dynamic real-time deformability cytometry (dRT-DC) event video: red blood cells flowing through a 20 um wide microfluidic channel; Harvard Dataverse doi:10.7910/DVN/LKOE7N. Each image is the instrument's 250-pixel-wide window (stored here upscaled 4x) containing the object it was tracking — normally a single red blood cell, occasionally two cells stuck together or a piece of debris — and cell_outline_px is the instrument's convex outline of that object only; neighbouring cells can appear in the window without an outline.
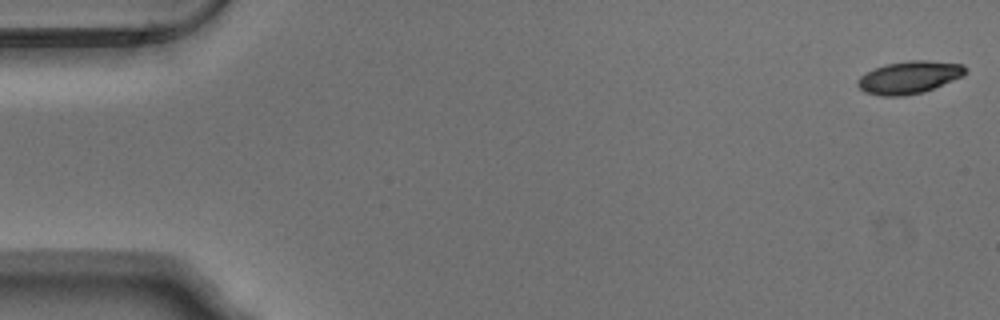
{"species": "Egyptian fruit bat (a non-hibernating species)", "species_latin": "Rousettus aegyptiacus", "temperature_condition": "warm", "stored_images_in_passage": 53, "camera_frame_rate_fps": 3000, "um_per_image_px": 0.085, "animal": {"sex": "male"}, "frame": {"image": 1, "passage_image": 1, "time_ms": 0.0, "image_size_px": [1000, 320], "cell_outline_px": [[968, 72], [964, 76], [924, 92], [904, 96], [880, 96], [864, 92], [856, 84], [856, 80], [860, 76], [876, 68], [888, 64], [908, 60], [928, 60], [964, 64]], "centroid_in_image_um": [77.31, 6.58], "position_along_channel_um": 7.7, "area_um2": 20.58}}
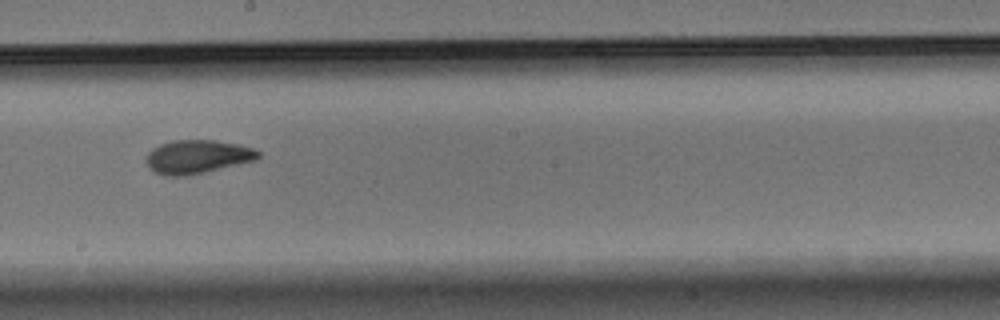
{"frame": {"image": 2, "passage_image": 30, "time_ms": 9.667, "image_size_px": [1000, 320], "cell_outline_px": [[260, 156], [256, 160], [204, 172], [184, 176], [164, 176], [148, 168], [144, 160], [144, 156], [152, 148], [160, 144], [172, 140], [216, 140], [240, 144], [256, 148], [260, 152]], "centroid_in_image_um": [16.75, 13.31], "position_along_channel_um": 231.4, "area_um2": 22.25}}
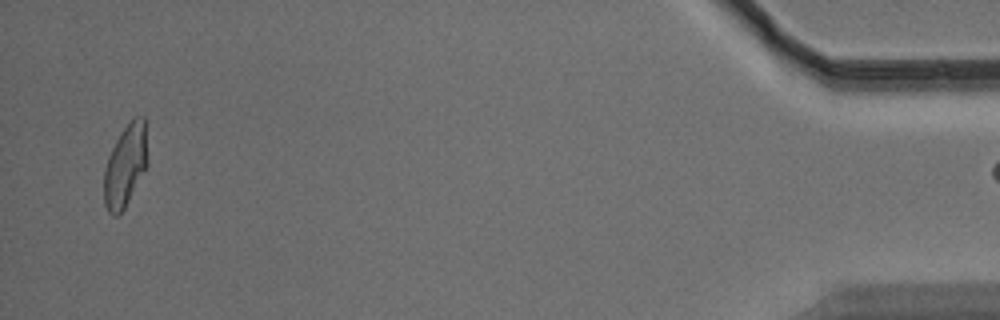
{"frame": {"image": 3, "passage_image": 52, "time_ms": 17.0, "image_size_px": [1000, 320], "cell_outline_px": [[148, 164], [124, 208], [116, 216], [112, 216], [108, 212], [104, 204], [104, 168], [108, 156], [120, 132], [132, 116], [144, 116], [148, 160]], "centroid_in_image_um": [10.65, 14.04], "position_along_channel_um": 424.5, "area_um2": 20.98}}